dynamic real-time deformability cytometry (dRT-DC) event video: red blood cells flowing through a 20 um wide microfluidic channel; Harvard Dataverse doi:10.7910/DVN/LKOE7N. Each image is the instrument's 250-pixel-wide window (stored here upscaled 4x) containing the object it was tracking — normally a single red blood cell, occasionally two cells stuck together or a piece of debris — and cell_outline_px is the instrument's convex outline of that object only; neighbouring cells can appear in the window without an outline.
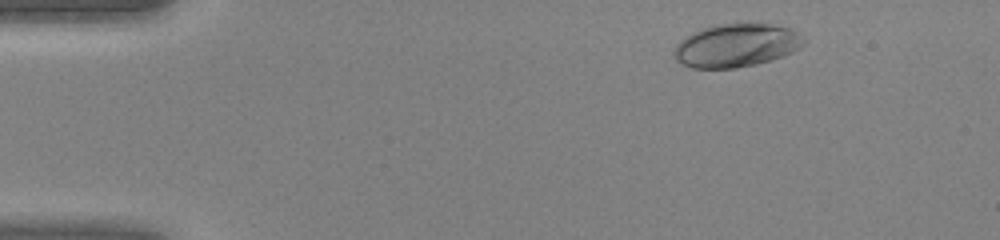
{"species": "human", "species_latin": "Homo sapiens", "temperature_condition": "warm", "stored_images_in_passage": 42, "camera_frame_rate_fps": 3000, "um_per_image_px": 0.085, "donor": {"sex": "female"}, "frame": {"image": 1, "passage_image": 3, "time_ms": 0.667, "image_size_px": [1000, 240], "cell_outline_px": [[804, 44], [800, 48], [784, 56], [756, 64], [736, 68], [692, 68], [680, 64], [676, 60], [672, 52], [676, 44], [680, 40], [692, 32], [700, 28], [712, 24], [740, 20], [748, 20], [772, 24], [792, 28], [804, 36]], "centroid_in_image_um": [62.58, 3.8], "position_along_channel_um": 22.4, "area_um2": 34.1}}
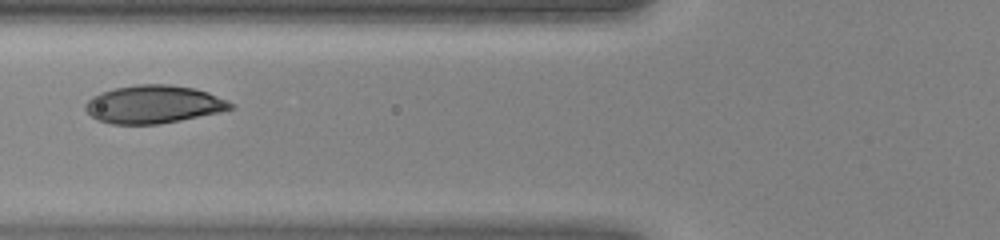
{"frame": {"image": 2, "passage_image": 15, "time_ms": 4.667, "image_size_px": [1000, 240], "cell_outline_px": [[236, 108], [220, 112], [160, 124], [112, 124], [96, 120], [84, 108], [84, 104], [92, 96], [100, 92], [116, 88], [136, 84], [168, 84], [192, 88], [208, 92], [228, 100], [236, 104]], "centroid_in_image_um": [13.07, 8.87], "position_along_channel_um": 112.7, "area_um2": 32.31}}
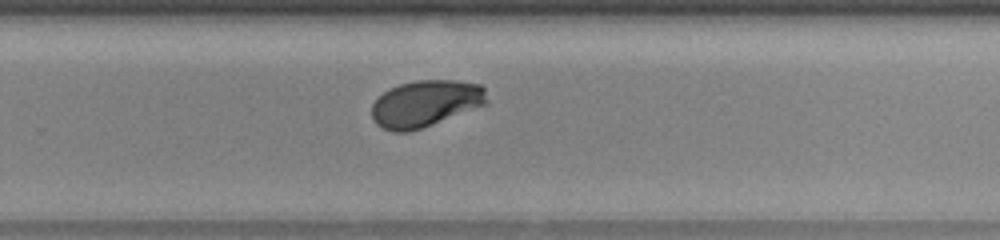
{"frame": {"image": 3, "passage_image": 27, "time_ms": 8.667, "image_size_px": [1000, 240], "cell_outline_px": [[488, 104], [420, 128], [408, 132], [392, 132], [376, 124], [372, 116], [372, 104], [388, 88], [400, 84], [416, 80], [456, 80], [480, 84], [484, 88], [488, 100]], "centroid_in_image_um": [36.17, 8.79], "position_along_channel_um": 293.6, "area_um2": 31.21}}